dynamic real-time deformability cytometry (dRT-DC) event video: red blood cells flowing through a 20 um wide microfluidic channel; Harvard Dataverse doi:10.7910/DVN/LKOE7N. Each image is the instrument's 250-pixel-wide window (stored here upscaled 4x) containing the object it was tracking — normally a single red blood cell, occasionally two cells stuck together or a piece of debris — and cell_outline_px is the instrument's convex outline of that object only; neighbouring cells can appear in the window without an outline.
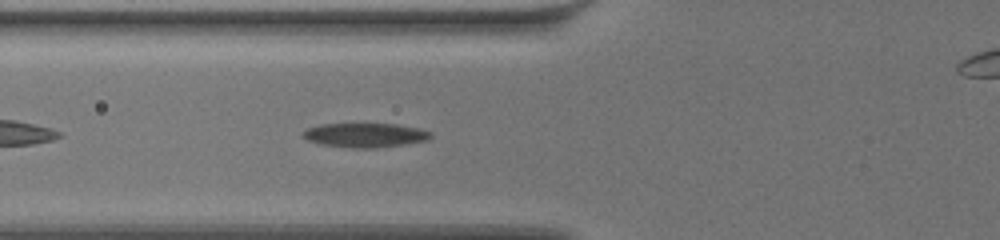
{"species": "common noctule bat (a hibernating species)", "species_latin": "Nyctalus noctula", "temperature_condition": "warm", "stored_images_in_passage": 33, "camera_frame_rate_fps": 3000, "um_per_image_px": 0.085, "animal": {"sex": "female", "body_mass_g": 19.5, "forearm_length_mm": 54.1}, "frame": {"image": 1, "passage_image": 6, "time_ms": 1.667, "image_size_px": [1000, 240], "cell_outline_px": [[432, 136], [428, 140], [404, 144], [376, 148], [352, 148], [320, 144], [308, 140], [300, 136], [300, 132], [308, 128], [320, 124], [396, 124], [420, 128], [432, 132]], "centroid_in_image_um": [31.02, 11.49], "position_along_channel_um": 94.8, "area_um2": 18.21}}
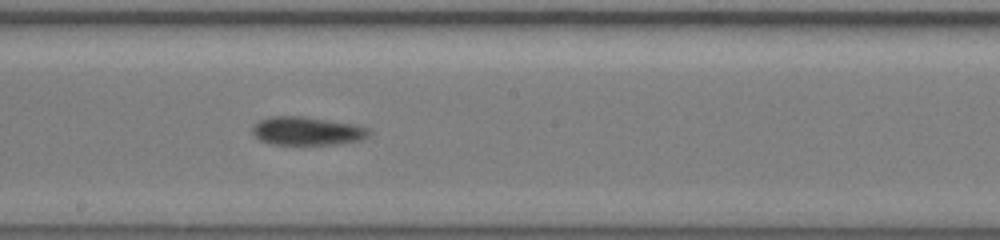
{"frame": {"image": 2, "passage_image": 17, "time_ms": 5.333, "image_size_px": [1000, 240], "cell_outline_px": [[372, 132], [364, 140], [336, 144], [272, 144], [260, 140], [252, 132], [252, 124], [260, 120], [272, 116], [304, 116], [356, 124], [368, 128]], "centroid_in_image_um": [26.13, 11.13], "position_along_channel_um": 222.1, "area_um2": 19.48}}
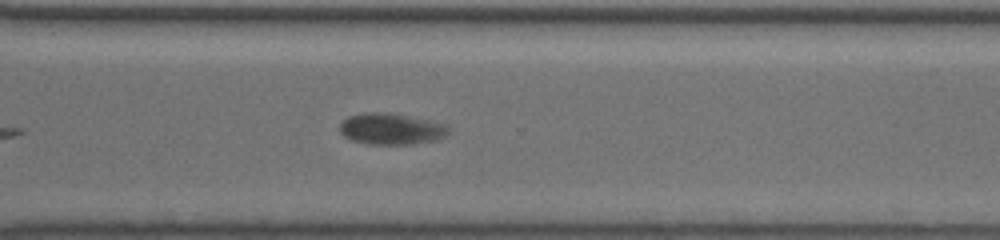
{"frame": {"image": 3, "passage_image": 27, "time_ms": 8.667, "image_size_px": [1000, 240], "cell_outline_px": [[448, 132], [444, 136], [436, 140], [412, 144], [368, 144], [352, 140], [344, 136], [340, 132], [340, 124], [348, 116], [368, 112], [380, 112], [408, 116], [444, 124], [448, 128]], "centroid_in_image_um": [33.21, 10.97], "position_along_channel_um": 337.4, "area_um2": 19.48}, "authors_computed_cell_mechanics": {"area_um2": 19.4208, "velocity_mm_per_s": 3.4621, "shape_relaxation_time_tau1_ms": 4.56, "shape_relaxation_time_tau2_ms": null, "deformation_change_tau1": 0.1282, "deformation_change_tau2": null}}